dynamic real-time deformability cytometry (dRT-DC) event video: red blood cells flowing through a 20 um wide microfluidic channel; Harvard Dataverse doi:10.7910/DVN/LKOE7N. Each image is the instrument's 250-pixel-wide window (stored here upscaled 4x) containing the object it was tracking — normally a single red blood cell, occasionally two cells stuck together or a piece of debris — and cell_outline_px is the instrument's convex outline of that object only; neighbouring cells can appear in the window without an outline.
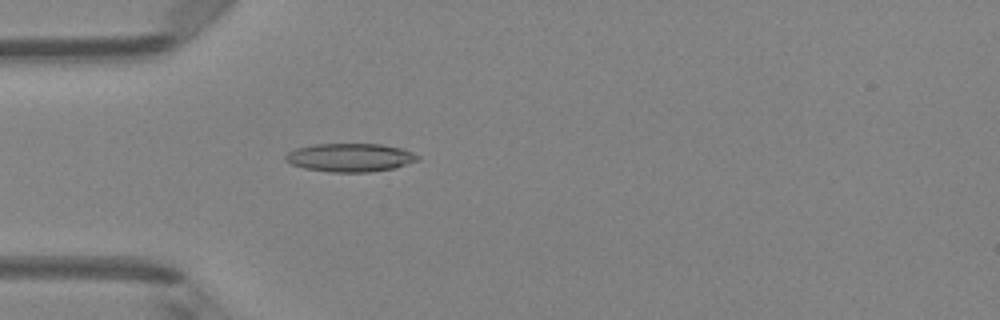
{"species": "Egyptian fruit bat (a non-hibernating species)", "species_latin": "Rousettus aegyptiacus", "temperature_condition": "room temperature", "stored_images_in_passage": 5, "camera_frame_rate_fps": 3000, "um_per_image_px": 0.085, "animal": {"sex": "female"}, "frame": {"image": 1, "passage_image": 5, "time_ms": 1.333, "image_size_px": [1000, 320], "cell_outline_px": [[420, 160], [396, 168], [368, 172], [332, 172], [304, 168], [292, 164], [284, 160], [284, 156], [288, 152], [296, 148], [312, 144], [380, 144], [404, 148], [420, 156]], "centroid_in_image_um": [29.79, 13.38], "position_along_channel_um": 55.2, "area_um2": 22.08}}